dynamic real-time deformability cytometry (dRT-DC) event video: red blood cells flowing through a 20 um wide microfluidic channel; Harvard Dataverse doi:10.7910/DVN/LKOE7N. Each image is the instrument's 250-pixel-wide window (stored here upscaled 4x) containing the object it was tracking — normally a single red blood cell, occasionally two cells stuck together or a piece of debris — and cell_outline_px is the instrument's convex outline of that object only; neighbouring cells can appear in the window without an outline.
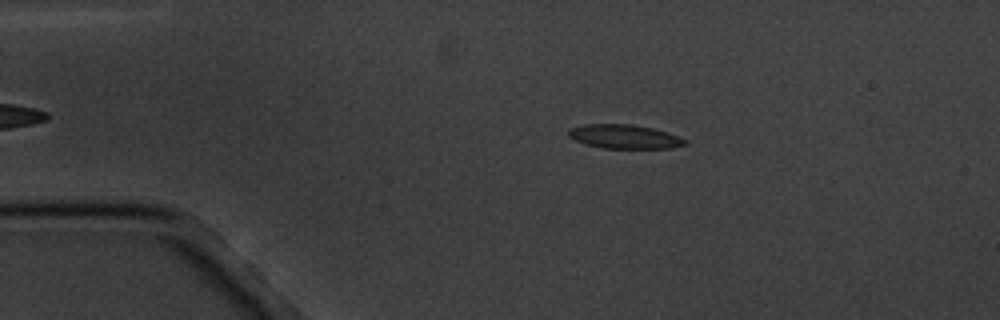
{"species": "common noctule bat (a hibernating species)", "species_latin": "Nyctalus noctula", "temperature_condition": "cold", "stored_images_in_passage": 12, "camera_frame_rate_fps": 3000, "um_per_image_px": 0.085, "animal": {"sex": "male", "body_mass_g": 20.1, "forearm_length_mm": 53.5}, "frame": {"image": 1, "passage_image": 3, "time_ms": 2.333, "image_size_px": [1000, 320], "cell_outline_px": [[688, 144], [668, 148], [604, 148], [588, 144], [576, 140], [568, 136], [568, 128], [584, 124], [632, 124], [652, 128], [688, 140]], "centroid_in_image_um": [53.05, 11.6], "position_along_channel_um": 31.9, "area_um2": 16.07}}
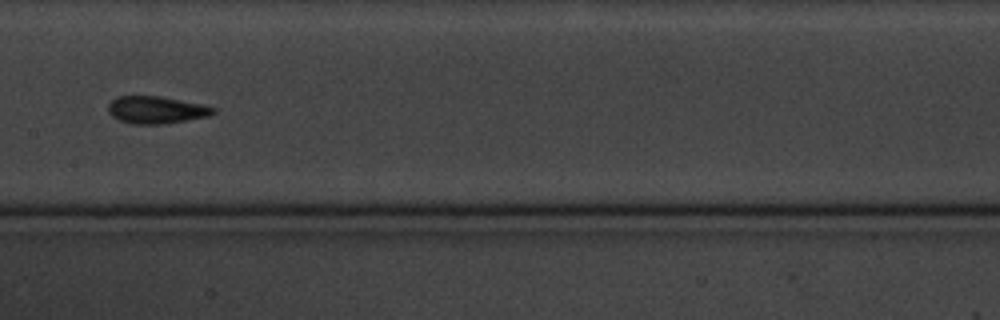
{"frame": {"image": 2, "passage_image": 8, "time_ms": 8.333, "image_size_px": [1000, 320], "cell_outline_px": [[216, 112], [208, 116], [164, 124], [132, 124], [120, 120], [112, 116], [108, 112], [108, 104], [116, 96], [160, 96], [204, 104], [216, 108]], "centroid_in_image_um": [13.28, 9.33], "position_along_channel_um": 194.1, "area_um2": 16.82}}
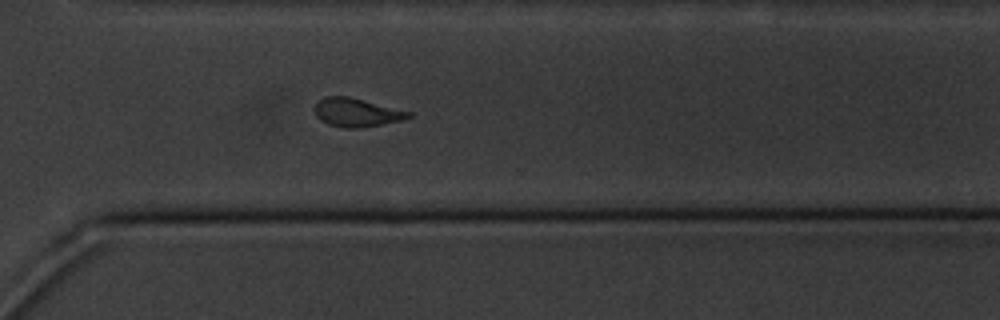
{"frame": {"image": 3, "passage_image": 12, "time_ms": 12.667, "image_size_px": [1000, 320], "cell_outline_px": [[412, 116], [400, 120], [360, 128], [344, 128], [328, 124], [320, 120], [316, 116], [312, 108], [324, 96], [348, 96], [412, 112]], "centroid_in_image_um": [30.26, 9.55], "position_along_channel_um": 340.3, "area_um2": 15.55}}